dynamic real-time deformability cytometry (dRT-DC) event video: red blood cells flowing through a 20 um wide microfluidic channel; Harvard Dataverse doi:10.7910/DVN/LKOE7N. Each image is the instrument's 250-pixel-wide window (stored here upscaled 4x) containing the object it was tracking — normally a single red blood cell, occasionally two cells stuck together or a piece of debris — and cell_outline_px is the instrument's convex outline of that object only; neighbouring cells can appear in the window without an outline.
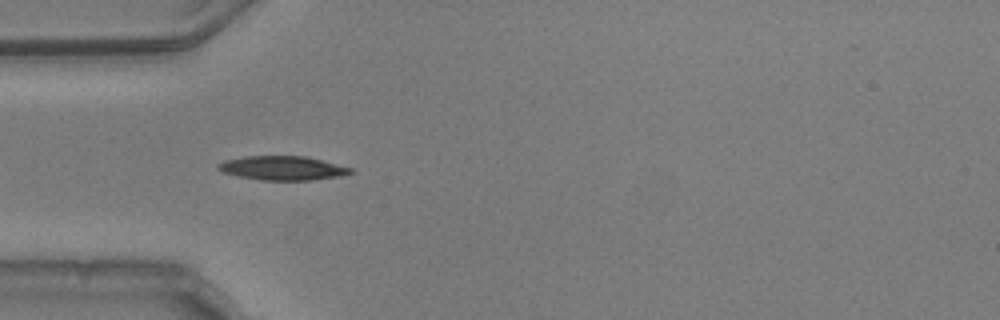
{"species": "common noctule bat (a hibernating species)", "species_latin": "Nyctalus noctula", "temperature_condition": "warm", "stored_images_in_passage": 38, "camera_frame_rate_fps": 3000, "um_per_image_px": 0.085, "animal": {"sex": "male", "body_mass_g": 20.5, "forearm_length_mm": 52.5}, "frame": {"image": 1, "passage_image": 1, "time_ms": 0.0, "image_size_px": [1000, 320], "cell_outline_px": [[356, 172], [340, 176], [312, 180], [264, 180], [240, 176], [224, 172], [216, 168], [216, 164], [224, 160], [244, 156], [304, 156], [352, 168]], "centroid_in_image_um": [24.01, 14.28], "position_along_channel_um": 61.0, "area_um2": 18.44}}
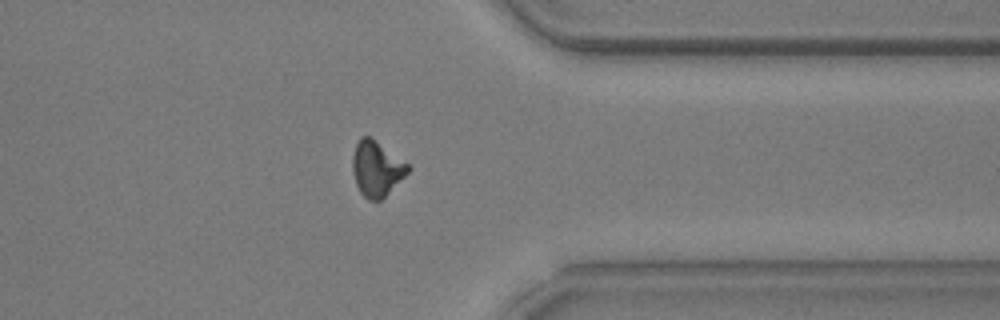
{"frame": {"image": 2, "passage_image": 27, "time_ms": 8.667, "image_size_px": [1000, 320], "cell_outline_px": [[412, 168], [380, 200], [368, 200], [360, 192], [356, 184], [352, 172], [352, 156], [356, 144], [360, 136], [368, 136], [408, 164]], "centroid_in_image_um": [31.97, 14.34], "position_along_channel_um": 379.4, "area_um2": 17.4}}
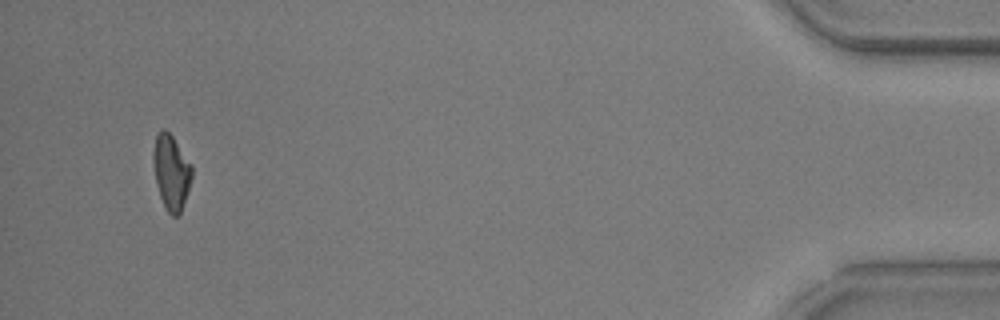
{"frame": {"image": 3, "passage_image": 36, "time_ms": 11.667, "image_size_px": [1000, 320], "cell_outline_px": [[192, 176], [180, 216], [172, 216], [168, 212], [160, 196], [156, 184], [152, 160], [152, 156], [156, 136], [164, 128], [172, 136], [192, 164]], "centroid_in_image_um": [14.55, 14.65], "position_along_channel_um": 420.6, "area_um2": 16.76}, "authors_computed_cell_mechanics": {"area_um2": 17.629, "velocity_mm_per_s": 3.7765, "shape_relaxation_time_tau1_ms": 5.1236, "shape_relaxation_time_tau2_ms": 4.3047, "deformation_change_tau1": 0.193, "deformation_change_tau2": 0.1007}}